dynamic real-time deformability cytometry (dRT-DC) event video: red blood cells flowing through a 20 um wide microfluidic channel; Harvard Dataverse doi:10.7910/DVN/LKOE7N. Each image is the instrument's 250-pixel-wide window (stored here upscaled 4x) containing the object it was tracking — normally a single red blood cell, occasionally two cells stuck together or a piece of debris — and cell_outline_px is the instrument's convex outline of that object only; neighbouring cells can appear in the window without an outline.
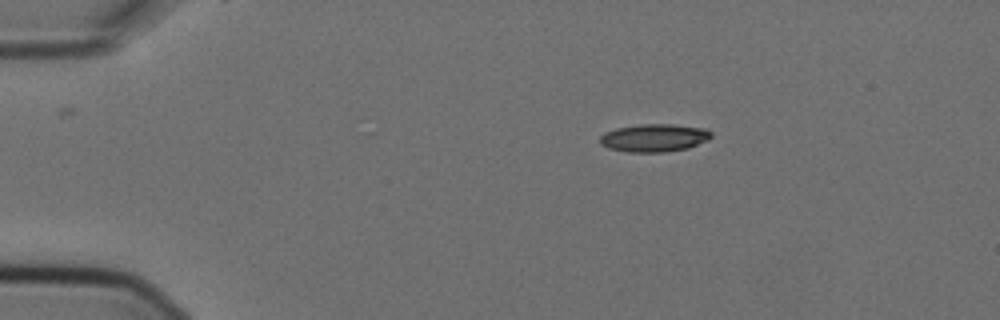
{"species": "Egyptian fruit bat (a non-hibernating species)", "species_latin": "Rousettus aegyptiacus", "temperature_condition": "cold", "stored_images_in_passage": 3, "camera_frame_rate_fps": 3000, "um_per_image_px": 0.085, "animal": {"sex": "female"}, "frame": {"image": 1, "passage_image": 1, "time_ms": 0.0, "image_size_px": [1000, 320], "cell_outline_px": [[712, 136], [708, 140], [688, 148], [664, 152], [624, 152], [608, 148], [600, 144], [600, 136], [604, 132], [616, 128], [640, 124], [672, 124], [704, 128], [712, 132]], "centroid_in_image_um": [55.59, 11.72], "position_along_channel_um": 29.4, "area_um2": 18.21}}
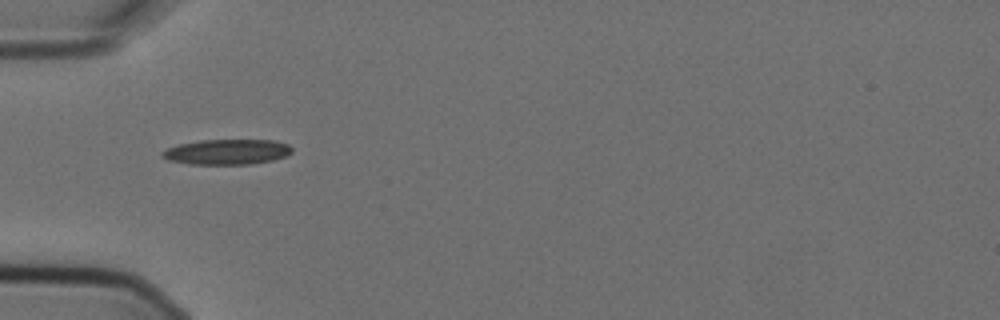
{"frame": {"image": 2, "passage_image": 3, "time_ms": 0.667, "image_size_px": [1000, 320], "cell_outline_px": [[292, 152], [288, 156], [272, 160], [252, 164], [188, 164], [168, 160], [160, 156], [160, 152], [168, 148], [180, 144], [200, 140], [272, 140], [288, 144], [292, 148]], "centroid_in_image_um": [19.29, 12.91], "position_along_channel_um": 65.7, "area_um2": 19.19}}